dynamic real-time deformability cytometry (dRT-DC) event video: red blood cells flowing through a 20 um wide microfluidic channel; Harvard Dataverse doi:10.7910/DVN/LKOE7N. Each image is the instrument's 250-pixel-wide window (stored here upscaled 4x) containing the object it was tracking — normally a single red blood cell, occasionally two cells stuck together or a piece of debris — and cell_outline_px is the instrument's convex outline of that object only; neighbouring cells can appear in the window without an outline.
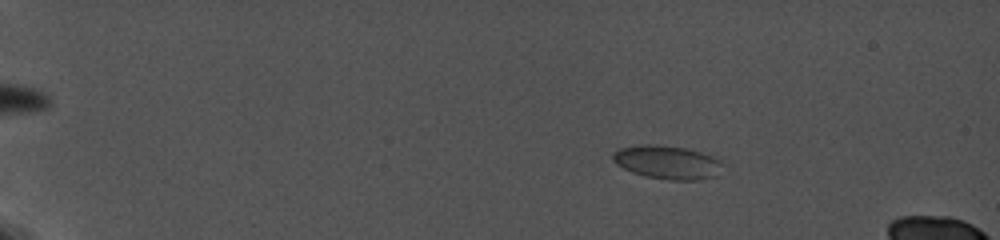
{"species": "common noctule bat (a hibernating species)", "species_latin": "Nyctalus noctula", "temperature_condition": "cold", "stored_images_in_passage": 54, "camera_frame_rate_fps": 5000, "um_per_image_px": 0.085, "animal": {"sex": "female", "body_mass_g": 19.0, "forearm_length_mm": 56.7}, "frame": {"image": 1, "passage_image": 9, "time_ms": 3.4, "image_size_px": [1000, 240], "cell_outline_px": [[724, 164], [716, 176], [700, 180], [668, 180], [644, 176], [632, 172], [616, 164], [612, 160], [612, 152], [620, 148], [640, 144], [656, 144], [684, 148], [700, 152], [712, 156], [720, 160]], "centroid_in_image_um": [56.71, 13.79], "position_along_channel_um": 28.3, "area_um2": 21.62}}
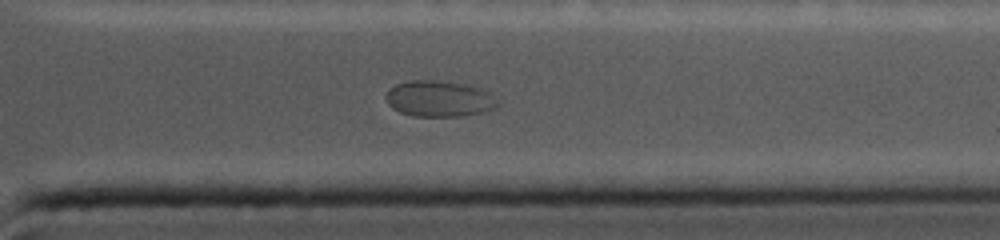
{"frame": {"image": 2, "passage_image": 47, "time_ms": 17.0, "image_size_px": [1000, 240], "cell_outline_px": [[500, 104], [496, 108], [484, 112], [460, 116], [416, 116], [400, 112], [392, 108], [388, 104], [384, 96], [388, 88], [396, 84], [412, 80], [440, 80], [468, 84], [480, 88], [488, 92]], "centroid_in_image_um": [37.31, 8.38], "position_along_channel_um": 374.1, "area_um2": 23.7}}
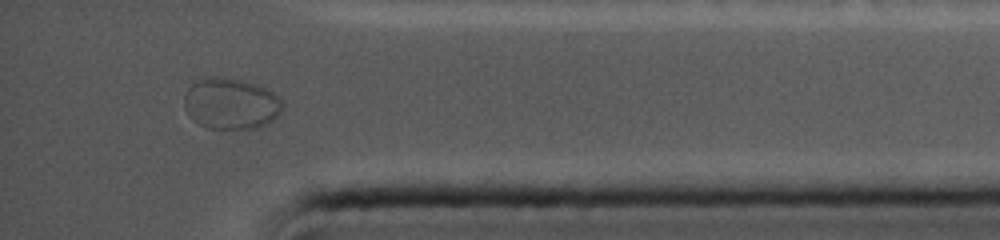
{"frame": {"image": 3, "passage_image": 51, "time_ms": 18.2, "image_size_px": [1000, 240], "cell_outline_px": [[284, 108], [272, 120], [256, 128], [208, 128], [192, 120], [184, 104], [184, 96], [188, 88], [196, 80], [204, 76], [224, 76], [244, 80], [256, 84], [272, 92], [284, 104]], "centroid_in_image_um": [19.6, 8.77], "position_along_channel_um": 415.6, "area_um2": 29.36}}